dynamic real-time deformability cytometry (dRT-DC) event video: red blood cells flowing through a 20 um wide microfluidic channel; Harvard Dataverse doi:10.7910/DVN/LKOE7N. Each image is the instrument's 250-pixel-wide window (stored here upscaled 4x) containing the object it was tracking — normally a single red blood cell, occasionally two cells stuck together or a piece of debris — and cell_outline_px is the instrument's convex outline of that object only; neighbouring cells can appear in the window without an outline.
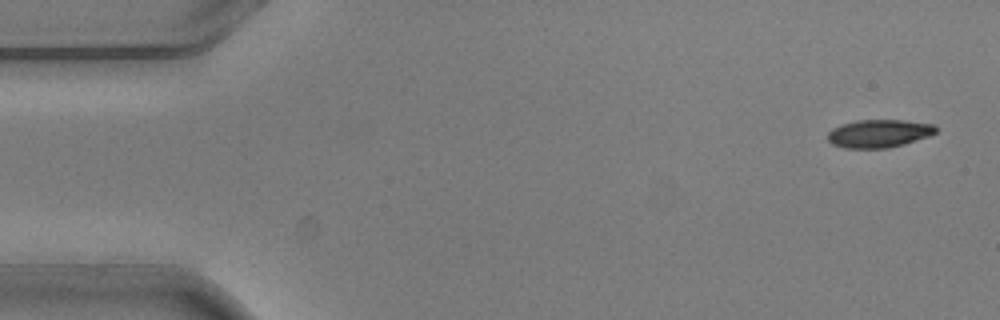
{"species": "common noctule bat (a hibernating species)", "species_latin": "Nyctalus noctula", "temperature_condition": "warm", "stored_images_in_passage": 6, "camera_frame_rate_fps": 3000, "um_per_image_px": 0.085, "animal": {"sex": "male", "body_mass_g": 20.5, "forearm_length_mm": 52.5}, "frame": {"image": 1, "passage_image": 1, "time_ms": 0.0, "image_size_px": [1000, 320], "cell_outline_px": [[936, 132], [928, 136], [904, 144], [888, 148], [844, 148], [832, 144], [828, 140], [828, 132], [832, 128], [840, 124], [856, 120], [904, 120], [932, 124], [936, 128]], "centroid_in_image_um": [74.67, 11.34], "position_along_channel_um": 10.3, "area_um2": 17.63}}
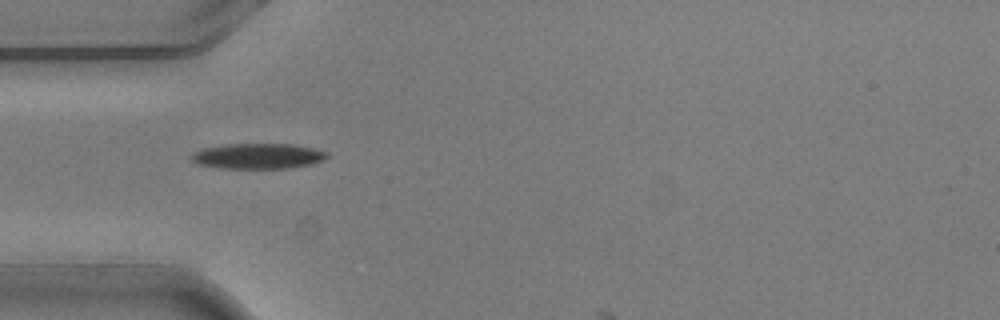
{"frame": {"image": 2, "passage_image": 5, "time_ms": 1.333, "image_size_px": [1000, 320], "cell_outline_px": [[328, 156], [324, 160], [312, 164], [288, 168], [220, 168], [196, 164], [188, 156], [192, 152], [204, 148], [224, 144], [292, 144], [312, 148], [328, 152]], "centroid_in_image_um": [21.89, 13.27], "position_along_channel_um": 63.1, "area_um2": 20.23}}